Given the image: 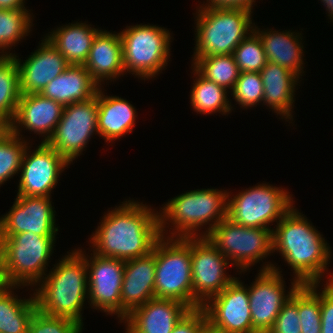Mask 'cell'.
<instances>
[{
    "label": "cell",
    "instance_id": "277c9868",
    "mask_svg": "<svg viewBox=\"0 0 333 333\" xmlns=\"http://www.w3.org/2000/svg\"><path fill=\"white\" fill-rule=\"evenodd\" d=\"M227 200V190L213 188L191 190L177 195L170 201L168 200L161 208L162 210H159L161 236L171 238L206 237L215 226L227 217ZM167 224L168 226H166ZM207 224L209 228L207 227L206 231L199 233L200 228ZM169 226L172 230L170 235L166 234V231L168 233L166 227Z\"/></svg>",
    "mask_w": 333,
    "mask_h": 333
},
{
    "label": "cell",
    "instance_id": "83f0119b",
    "mask_svg": "<svg viewBox=\"0 0 333 333\" xmlns=\"http://www.w3.org/2000/svg\"><path fill=\"white\" fill-rule=\"evenodd\" d=\"M17 287L21 288L0 283L1 333H28L30 321L37 311L33 295L27 299L14 295L13 290Z\"/></svg>",
    "mask_w": 333,
    "mask_h": 333
},
{
    "label": "cell",
    "instance_id": "8992f818",
    "mask_svg": "<svg viewBox=\"0 0 333 333\" xmlns=\"http://www.w3.org/2000/svg\"><path fill=\"white\" fill-rule=\"evenodd\" d=\"M198 8L193 57L233 54L242 40L253 32L255 23L249 10Z\"/></svg>",
    "mask_w": 333,
    "mask_h": 333
},
{
    "label": "cell",
    "instance_id": "5bb4252c",
    "mask_svg": "<svg viewBox=\"0 0 333 333\" xmlns=\"http://www.w3.org/2000/svg\"><path fill=\"white\" fill-rule=\"evenodd\" d=\"M230 264L206 237H191L192 294L202 306L237 278L227 275Z\"/></svg>",
    "mask_w": 333,
    "mask_h": 333
},
{
    "label": "cell",
    "instance_id": "cb8c5ba5",
    "mask_svg": "<svg viewBox=\"0 0 333 333\" xmlns=\"http://www.w3.org/2000/svg\"><path fill=\"white\" fill-rule=\"evenodd\" d=\"M99 88V84L84 65L70 64L64 72L48 83L40 94L67 106L96 96Z\"/></svg>",
    "mask_w": 333,
    "mask_h": 333
},
{
    "label": "cell",
    "instance_id": "3957f363",
    "mask_svg": "<svg viewBox=\"0 0 333 333\" xmlns=\"http://www.w3.org/2000/svg\"><path fill=\"white\" fill-rule=\"evenodd\" d=\"M67 254L35 285L39 287L34 289L33 297L37 311L71 319L83 327L81 311L88 300L87 266L76 249Z\"/></svg>",
    "mask_w": 333,
    "mask_h": 333
},
{
    "label": "cell",
    "instance_id": "484cf974",
    "mask_svg": "<svg viewBox=\"0 0 333 333\" xmlns=\"http://www.w3.org/2000/svg\"><path fill=\"white\" fill-rule=\"evenodd\" d=\"M101 87L97 92V131L105 142L112 143L133 131L137 114L129 101L119 96H105Z\"/></svg>",
    "mask_w": 333,
    "mask_h": 333
},
{
    "label": "cell",
    "instance_id": "8d00e7d4",
    "mask_svg": "<svg viewBox=\"0 0 333 333\" xmlns=\"http://www.w3.org/2000/svg\"><path fill=\"white\" fill-rule=\"evenodd\" d=\"M82 328L71 319L36 311L30 321L28 333H82Z\"/></svg>",
    "mask_w": 333,
    "mask_h": 333
},
{
    "label": "cell",
    "instance_id": "4fadbf2b",
    "mask_svg": "<svg viewBox=\"0 0 333 333\" xmlns=\"http://www.w3.org/2000/svg\"><path fill=\"white\" fill-rule=\"evenodd\" d=\"M76 250L85 258L90 306L106 315H117L121 323V288L125 261L94 252L86 257L85 251Z\"/></svg>",
    "mask_w": 333,
    "mask_h": 333
},
{
    "label": "cell",
    "instance_id": "7402d4cb",
    "mask_svg": "<svg viewBox=\"0 0 333 333\" xmlns=\"http://www.w3.org/2000/svg\"><path fill=\"white\" fill-rule=\"evenodd\" d=\"M84 67L101 86L105 80H116L125 74L122 41L119 33L100 30L93 41Z\"/></svg>",
    "mask_w": 333,
    "mask_h": 333
},
{
    "label": "cell",
    "instance_id": "603a6c76",
    "mask_svg": "<svg viewBox=\"0 0 333 333\" xmlns=\"http://www.w3.org/2000/svg\"><path fill=\"white\" fill-rule=\"evenodd\" d=\"M259 73L264 87L263 104H267L277 115L293 121L294 92L300 78L287 68L270 61Z\"/></svg>",
    "mask_w": 333,
    "mask_h": 333
},
{
    "label": "cell",
    "instance_id": "9a60e30c",
    "mask_svg": "<svg viewBox=\"0 0 333 333\" xmlns=\"http://www.w3.org/2000/svg\"><path fill=\"white\" fill-rule=\"evenodd\" d=\"M208 330L214 333H253L248 288L236 278L202 306Z\"/></svg>",
    "mask_w": 333,
    "mask_h": 333
},
{
    "label": "cell",
    "instance_id": "f546056e",
    "mask_svg": "<svg viewBox=\"0 0 333 333\" xmlns=\"http://www.w3.org/2000/svg\"><path fill=\"white\" fill-rule=\"evenodd\" d=\"M21 95L17 60L0 55V121L6 126L16 114Z\"/></svg>",
    "mask_w": 333,
    "mask_h": 333
},
{
    "label": "cell",
    "instance_id": "4316f807",
    "mask_svg": "<svg viewBox=\"0 0 333 333\" xmlns=\"http://www.w3.org/2000/svg\"><path fill=\"white\" fill-rule=\"evenodd\" d=\"M99 31L85 22H76L58 27L45 37L69 64L84 65Z\"/></svg>",
    "mask_w": 333,
    "mask_h": 333
},
{
    "label": "cell",
    "instance_id": "f1b7e54d",
    "mask_svg": "<svg viewBox=\"0 0 333 333\" xmlns=\"http://www.w3.org/2000/svg\"><path fill=\"white\" fill-rule=\"evenodd\" d=\"M196 77L190 94V104L195 112L200 114H213L216 112L226 115L232 112V104L227 97L224 87L201 76L193 67Z\"/></svg>",
    "mask_w": 333,
    "mask_h": 333
},
{
    "label": "cell",
    "instance_id": "4dcf8cb0",
    "mask_svg": "<svg viewBox=\"0 0 333 333\" xmlns=\"http://www.w3.org/2000/svg\"><path fill=\"white\" fill-rule=\"evenodd\" d=\"M192 58L191 65L201 76L233 90L240 73L233 54Z\"/></svg>",
    "mask_w": 333,
    "mask_h": 333
},
{
    "label": "cell",
    "instance_id": "e0dca14e",
    "mask_svg": "<svg viewBox=\"0 0 333 333\" xmlns=\"http://www.w3.org/2000/svg\"><path fill=\"white\" fill-rule=\"evenodd\" d=\"M51 197L17 196L10 211L0 217V235L32 232L56 236L58 227Z\"/></svg>",
    "mask_w": 333,
    "mask_h": 333
},
{
    "label": "cell",
    "instance_id": "9c48e42d",
    "mask_svg": "<svg viewBox=\"0 0 333 333\" xmlns=\"http://www.w3.org/2000/svg\"><path fill=\"white\" fill-rule=\"evenodd\" d=\"M289 194L285 188L268 183L242 190L235 196L228 191L227 218L246 227L271 229L270 223H278L293 207L295 201Z\"/></svg>",
    "mask_w": 333,
    "mask_h": 333
},
{
    "label": "cell",
    "instance_id": "e575fe53",
    "mask_svg": "<svg viewBox=\"0 0 333 333\" xmlns=\"http://www.w3.org/2000/svg\"><path fill=\"white\" fill-rule=\"evenodd\" d=\"M233 56L240 72H260L267 63L259 36L253 31L234 49Z\"/></svg>",
    "mask_w": 333,
    "mask_h": 333
},
{
    "label": "cell",
    "instance_id": "f35d334b",
    "mask_svg": "<svg viewBox=\"0 0 333 333\" xmlns=\"http://www.w3.org/2000/svg\"><path fill=\"white\" fill-rule=\"evenodd\" d=\"M207 329L206 314L203 308L199 307L184 314L171 333H204Z\"/></svg>",
    "mask_w": 333,
    "mask_h": 333
},
{
    "label": "cell",
    "instance_id": "b9f144b4",
    "mask_svg": "<svg viewBox=\"0 0 333 333\" xmlns=\"http://www.w3.org/2000/svg\"><path fill=\"white\" fill-rule=\"evenodd\" d=\"M25 0H0V9L2 10H16L25 8Z\"/></svg>",
    "mask_w": 333,
    "mask_h": 333
},
{
    "label": "cell",
    "instance_id": "5b68a950",
    "mask_svg": "<svg viewBox=\"0 0 333 333\" xmlns=\"http://www.w3.org/2000/svg\"><path fill=\"white\" fill-rule=\"evenodd\" d=\"M56 236L0 235V283L34 287L48 269Z\"/></svg>",
    "mask_w": 333,
    "mask_h": 333
},
{
    "label": "cell",
    "instance_id": "ee69618b",
    "mask_svg": "<svg viewBox=\"0 0 333 333\" xmlns=\"http://www.w3.org/2000/svg\"><path fill=\"white\" fill-rule=\"evenodd\" d=\"M7 128V126L0 121V134Z\"/></svg>",
    "mask_w": 333,
    "mask_h": 333
},
{
    "label": "cell",
    "instance_id": "60d3db41",
    "mask_svg": "<svg viewBox=\"0 0 333 333\" xmlns=\"http://www.w3.org/2000/svg\"><path fill=\"white\" fill-rule=\"evenodd\" d=\"M255 2V0H206V3L203 2V4L198 7L231 8L249 10L253 12L252 10Z\"/></svg>",
    "mask_w": 333,
    "mask_h": 333
},
{
    "label": "cell",
    "instance_id": "7a4b0ae2",
    "mask_svg": "<svg viewBox=\"0 0 333 333\" xmlns=\"http://www.w3.org/2000/svg\"><path fill=\"white\" fill-rule=\"evenodd\" d=\"M293 206L273 229V252L293 269L300 284L320 283L332 250L323 235Z\"/></svg>",
    "mask_w": 333,
    "mask_h": 333
},
{
    "label": "cell",
    "instance_id": "44dd1931",
    "mask_svg": "<svg viewBox=\"0 0 333 333\" xmlns=\"http://www.w3.org/2000/svg\"><path fill=\"white\" fill-rule=\"evenodd\" d=\"M190 308L171 299L153 298L134 309L122 322L126 333H171Z\"/></svg>",
    "mask_w": 333,
    "mask_h": 333
},
{
    "label": "cell",
    "instance_id": "d6a6232c",
    "mask_svg": "<svg viewBox=\"0 0 333 333\" xmlns=\"http://www.w3.org/2000/svg\"><path fill=\"white\" fill-rule=\"evenodd\" d=\"M319 285L320 283H310L298 286V316L301 333H321Z\"/></svg>",
    "mask_w": 333,
    "mask_h": 333
},
{
    "label": "cell",
    "instance_id": "d4e9b609",
    "mask_svg": "<svg viewBox=\"0 0 333 333\" xmlns=\"http://www.w3.org/2000/svg\"><path fill=\"white\" fill-rule=\"evenodd\" d=\"M262 30L254 24L253 31L259 36L267 61L287 68L299 78L304 73L302 34L285 30L278 32L273 29Z\"/></svg>",
    "mask_w": 333,
    "mask_h": 333
},
{
    "label": "cell",
    "instance_id": "8fae6325",
    "mask_svg": "<svg viewBox=\"0 0 333 333\" xmlns=\"http://www.w3.org/2000/svg\"><path fill=\"white\" fill-rule=\"evenodd\" d=\"M266 263L259 270L258 277L255 278L252 285L247 287L253 333H267L272 328L281 308L300 285L293 278L291 288L286 294L281 269L271 262Z\"/></svg>",
    "mask_w": 333,
    "mask_h": 333
},
{
    "label": "cell",
    "instance_id": "6da1fadb",
    "mask_svg": "<svg viewBox=\"0 0 333 333\" xmlns=\"http://www.w3.org/2000/svg\"><path fill=\"white\" fill-rule=\"evenodd\" d=\"M122 203L102 217L89 239L91 251L124 261L146 256L161 237L159 212L133 199Z\"/></svg>",
    "mask_w": 333,
    "mask_h": 333
},
{
    "label": "cell",
    "instance_id": "ba28073f",
    "mask_svg": "<svg viewBox=\"0 0 333 333\" xmlns=\"http://www.w3.org/2000/svg\"><path fill=\"white\" fill-rule=\"evenodd\" d=\"M126 73L148 80L164 70L170 58L171 34L156 25H131L119 32Z\"/></svg>",
    "mask_w": 333,
    "mask_h": 333
},
{
    "label": "cell",
    "instance_id": "836d02e7",
    "mask_svg": "<svg viewBox=\"0 0 333 333\" xmlns=\"http://www.w3.org/2000/svg\"><path fill=\"white\" fill-rule=\"evenodd\" d=\"M27 145V139L13 134L8 128L0 134V187L19 174Z\"/></svg>",
    "mask_w": 333,
    "mask_h": 333
},
{
    "label": "cell",
    "instance_id": "ffe728a7",
    "mask_svg": "<svg viewBox=\"0 0 333 333\" xmlns=\"http://www.w3.org/2000/svg\"><path fill=\"white\" fill-rule=\"evenodd\" d=\"M155 245L146 256L125 261L121 288V323L134 309L155 298Z\"/></svg>",
    "mask_w": 333,
    "mask_h": 333
},
{
    "label": "cell",
    "instance_id": "d590c367",
    "mask_svg": "<svg viewBox=\"0 0 333 333\" xmlns=\"http://www.w3.org/2000/svg\"><path fill=\"white\" fill-rule=\"evenodd\" d=\"M231 96L241 108H250L263 102L264 87L258 72H240Z\"/></svg>",
    "mask_w": 333,
    "mask_h": 333
},
{
    "label": "cell",
    "instance_id": "2e32d148",
    "mask_svg": "<svg viewBox=\"0 0 333 333\" xmlns=\"http://www.w3.org/2000/svg\"><path fill=\"white\" fill-rule=\"evenodd\" d=\"M30 148L27 145L22 157L17 196L51 197L59 176L70 163L47 143L41 142L33 152Z\"/></svg>",
    "mask_w": 333,
    "mask_h": 333
},
{
    "label": "cell",
    "instance_id": "ac0fdd59",
    "mask_svg": "<svg viewBox=\"0 0 333 333\" xmlns=\"http://www.w3.org/2000/svg\"><path fill=\"white\" fill-rule=\"evenodd\" d=\"M63 109L62 104L46 98L40 93L22 94L16 114L7 128L21 138L23 137L20 131L23 128L28 129L37 135L41 134L43 138L45 137L42 139V143H47L62 117Z\"/></svg>",
    "mask_w": 333,
    "mask_h": 333
},
{
    "label": "cell",
    "instance_id": "52a82bcc",
    "mask_svg": "<svg viewBox=\"0 0 333 333\" xmlns=\"http://www.w3.org/2000/svg\"><path fill=\"white\" fill-rule=\"evenodd\" d=\"M155 298L202 307L192 294L191 237L161 236L155 244Z\"/></svg>",
    "mask_w": 333,
    "mask_h": 333
},
{
    "label": "cell",
    "instance_id": "7bdbcfd3",
    "mask_svg": "<svg viewBox=\"0 0 333 333\" xmlns=\"http://www.w3.org/2000/svg\"><path fill=\"white\" fill-rule=\"evenodd\" d=\"M326 8L329 19L333 21V0H320Z\"/></svg>",
    "mask_w": 333,
    "mask_h": 333
},
{
    "label": "cell",
    "instance_id": "d6986e66",
    "mask_svg": "<svg viewBox=\"0 0 333 333\" xmlns=\"http://www.w3.org/2000/svg\"><path fill=\"white\" fill-rule=\"evenodd\" d=\"M41 41L38 49L24 62L15 53L13 55L18 62L21 94L41 93L70 65L45 36Z\"/></svg>",
    "mask_w": 333,
    "mask_h": 333
},
{
    "label": "cell",
    "instance_id": "1f68e13d",
    "mask_svg": "<svg viewBox=\"0 0 333 333\" xmlns=\"http://www.w3.org/2000/svg\"><path fill=\"white\" fill-rule=\"evenodd\" d=\"M28 10L26 8L16 10L0 9L1 56H13L14 54L7 50L12 49V46L15 47L19 41L30 34L33 19L31 18L32 14Z\"/></svg>",
    "mask_w": 333,
    "mask_h": 333
},
{
    "label": "cell",
    "instance_id": "74e56055",
    "mask_svg": "<svg viewBox=\"0 0 333 333\" xmlns=\"http://www.w3.org/2000/svg\"><path fill=\"white\" fill-rule=\"evenodd\" d=\"M267 333H301L298 316V287L283 305L272 328Z\"/></svg>",
    "mask_w": 333,
    "mask_h": 333
},
{
    "label": "cell",
    "instance_id": "f6af8a7d",
    "mask_svg": "<svg viewBox=\"0 0 333 333\" xmlns=\"http://www.w3.org/2000/svg\"><path fill=\"white\" fill-rule=\"evenodd\" d=\"M204 333H214L212 331H209L208 329Z\"/></svg>",
    "mask_w": 333,
    "mask_h": 333
},
{
    "label": "cell",
    "instance_id": "30bf717a",
    "mask_svg": "<svg viewBox=\"0 0 333 333\" xmlns=\"http://www.w3.org/2000/svg\"><path fill=\"white\" fill-rule=\"evenodd\" d=\"M238 272L247 271L273 252V228H252L232 222L227 217L206 236Z\"/></svg>",
    "mask_w": 333,
    "mask_h": 333
},
{
    "label": "cell",
    "instance_id": "ab89813d",
    "mask_svg": "<svg viewBox=\"0 0 333 333\" xmlns=\"http://www.w3.org/2000/svg\"><path fill=\"white\" fill-rule=\"evenodd\" d=\"M328 277L320 292L321 333H333V273Z\"/></svg>",
    "mask_w": 333,
    "mask_h": 333
},
{
    "label": "cell",
    "instance_id": "7c38bea8",
    "mask_svg": "<svg viewBox=\"0 0 333 333\" xmlns=\"http://www.w3.org/2000/svg\"><path fill=\"white\" fill-rule=\"evenodd\" d=\"M97 95L85 102L64 106L62 117L47 144L70 164L81 155L87 143L97 134Z\"/></svg>",
    "mask_w": 333,
    "mask_h": 333
}]
</instances>
